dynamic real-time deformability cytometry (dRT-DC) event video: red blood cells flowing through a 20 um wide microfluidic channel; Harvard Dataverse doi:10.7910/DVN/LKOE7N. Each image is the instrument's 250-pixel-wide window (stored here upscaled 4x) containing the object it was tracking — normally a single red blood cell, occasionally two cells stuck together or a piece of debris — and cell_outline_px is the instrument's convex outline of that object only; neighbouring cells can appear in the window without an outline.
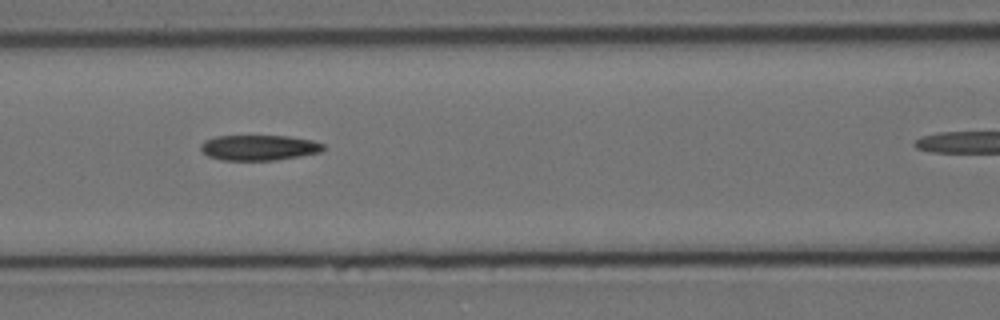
{"species": "Egyptian fruit bat (a non-hibernating species)", "species_latin": "Rousettus aegyptiacus", "temperature_condition": "cold", "stored_images_in_passage": 7, "camera_frame_rate_fps": 3000, "um_per_image_px": 0.085, "animal": {"sex": "female"}, "frame": {"image": 1, "passage_image": 4, "time_ms": 1.0, "image_size_px": [1000, 320], "cell_outline_px": [[324, 148], [320, 152], [300, 156], [276, 160], [224, 160], [208, 156], [200, 148], [200, 144], [204, 140], [216, 136], [288, 136], [312, 140], [324, 144]], "centroid_in_image_um": [22.01, 12.54], "position_along_channel_um": 144.6, "area_um2": 18.09}}
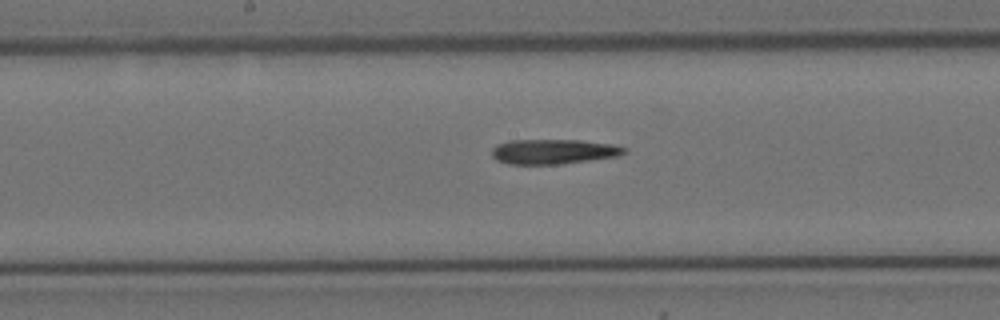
{"frame": {"image": 2, "passage_image": 6, "time_ms": 1.667, "image_size_px": [1000, 320], "cell_outline_px": [[628, 148], [624, 152], [616, 156], [564, 164], [508, 164], [496, 160], [492, 156], [492, 148], [496, 144], [508, 140], [580, 140], [616, 144]], "centroid_in_image_um": [47.02, 12.88], "position_along_channel_um": 201.2, "area_um2": 19.36}}